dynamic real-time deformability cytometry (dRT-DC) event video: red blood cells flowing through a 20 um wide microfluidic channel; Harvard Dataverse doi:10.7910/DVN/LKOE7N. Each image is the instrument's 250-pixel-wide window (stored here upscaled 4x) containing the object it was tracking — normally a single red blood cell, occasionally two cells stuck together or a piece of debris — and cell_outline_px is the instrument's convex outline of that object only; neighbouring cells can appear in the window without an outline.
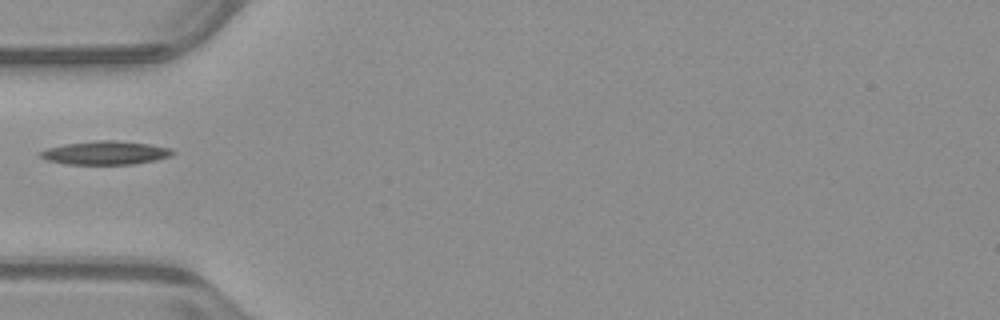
{"species": "common noctule bat (a hibernating species)", "species_latin": "Nyctalus noctula", "temperature_condition": "warm", "stored_images_in_passage": 36, "camera_frame_rate_fps": 3000, "um_per_image_px": 0.085, "animal": {"sex": "male", "body_mass_g": 23.1, "forearm_length_mm": 52.7}, "frame": {"image": 1, "passage_image": 1, "time_ms": 0.0, "image_size_px": [1000, 320], "cell_outline_px": [[176, 152], [172, 156], [156, 160], [132, 164], [68, 164], [48, 160], [40, 156], [40, 152], [48, 148], [64, 144], [96, 140], [116, 140], [148, 144], [172, 148]], "centroid_in_image_um": [9.02, 12.98], "position_along_channel_um": 76.0, "area_um2": 18.09}}
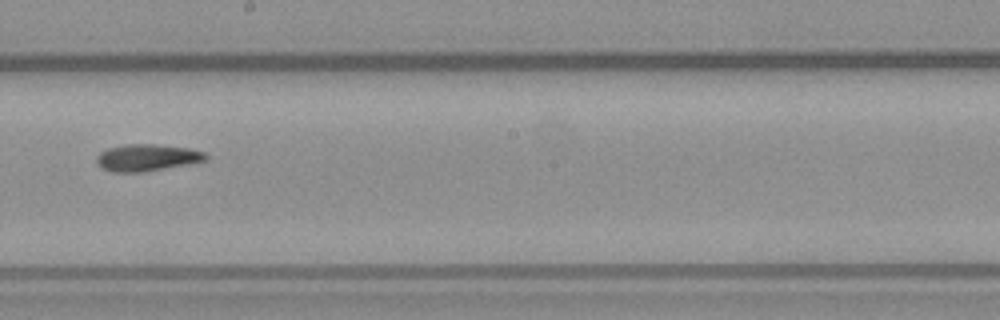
{"frame": {"image": 2, "passage_image": 13, "time_ms": 4.0, "image_size_px": [1000, 320], "cell_outline_px": [[208, 160], [188, 164], [144, 172], [112, 172], [100, 168], [96, 160], [96, 156], [100, 152], [108, 148], [128, 144], [156, 144], [188, 148], [204, 152], [208, 156]], "centroid_in_image_um": [12.48, 13.4], "position_along_channel_um": 235.7, "area_um2": 17.17}}
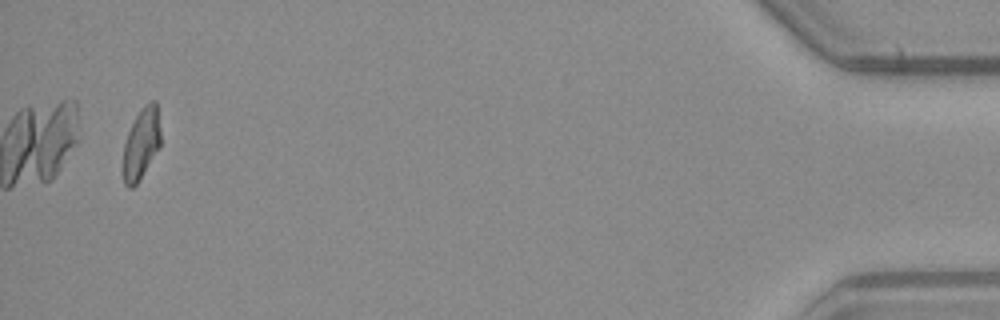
{"frame": {"image": 3, "passage_image": 34, "time_ms": 11.0, "image_size_px": [1000, 320], "cell_outline_px": [[160, 148], [140, 180], [132, 188], [128, 188], [124, 184], [120, 168], [124, 144], [128, 132], [140, 108], [144, 104], [152, 100], [156, 100], [160, 132]], "centroid_in_image_um": [11.97, 12.28], "position_along_channel_um": 423.2, "area_um2": 16.13}}